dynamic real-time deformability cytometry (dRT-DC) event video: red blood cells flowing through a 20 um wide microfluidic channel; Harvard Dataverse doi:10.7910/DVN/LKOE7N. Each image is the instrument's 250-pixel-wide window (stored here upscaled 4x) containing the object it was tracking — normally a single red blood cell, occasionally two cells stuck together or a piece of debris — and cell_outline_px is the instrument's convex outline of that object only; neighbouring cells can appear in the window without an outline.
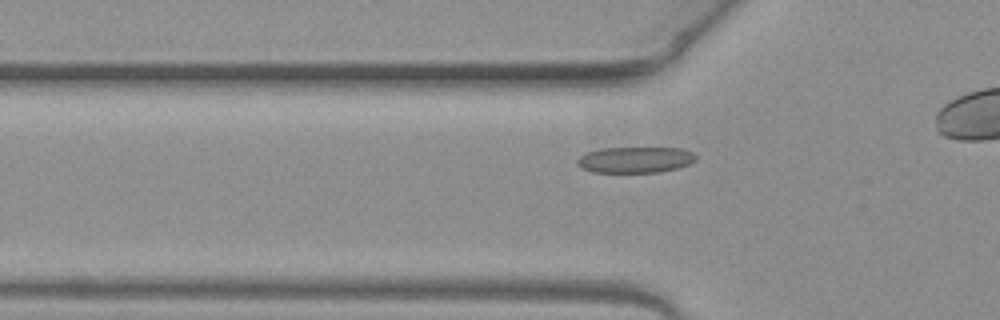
{"species": "common noctule bat (a hibernating species)", "species_latin": "Nyctalus noctula", "temperature_condition": "warm", "stored_images_in_passage": 35, "camera_frame_rate_fps": 3000, "um_per_image_px": 0.085, "animal": {"sex": "female", "body_mass_g": 19.3, "forearm_length_mm": 54.1}, "frame": {"image": 1, "passage_image": 9, "time_ms": 2.667, "image_size_px": [1000, 320], "cell_outline_px": [[696, 160], [688, 164], [676, 168], [656, 172], [592, 172], [580, 168], [576, 164], [576, 160], [584, 152], [604, 148], [680, 148], [692, 152], [696, 156]], "centroid_in_image_um": [53.93, 13.58], "position_along_channel_um": 71.9, "area_um2": 17.98}}
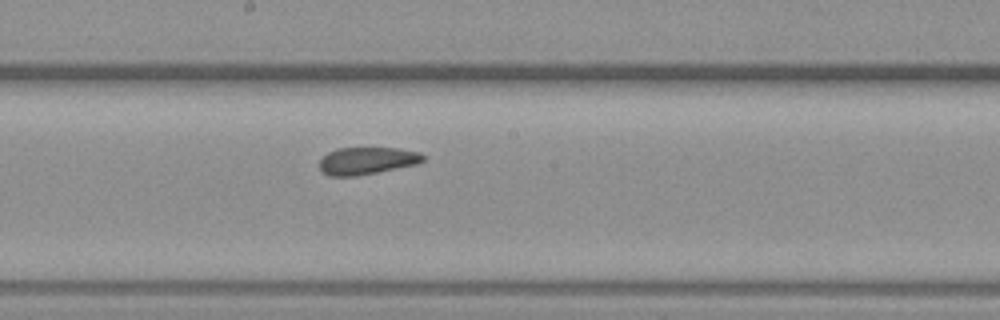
{"frame": {"image": 2, "passage_image": 20, "time_ms": 6.333, "image_size_px": [1000, 320], "cell_outline_px": [[424, 160], [416, 164], [356, 176], [328, 176], [320, 172], [320, 160], [328, 152], [336, 148], [400, 148], [420, 152], [424, 156]], "centroid_in_image_um": [31.16, 13.66], "position_along_channel_um": 217.0, "area_um2": 16.47}}
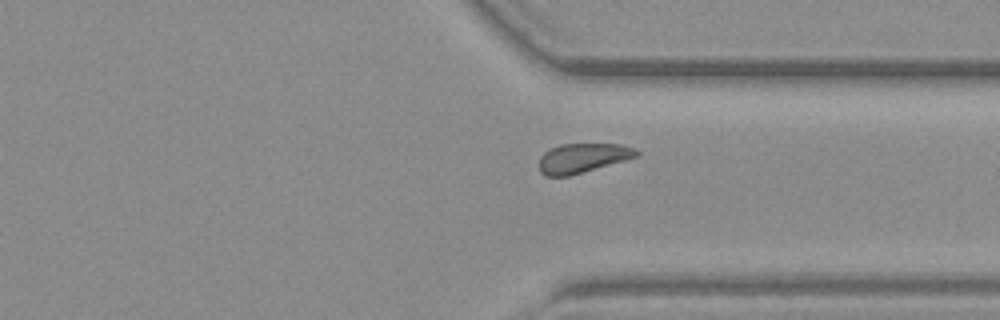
{"frame": {"image": 3, "passage_image": 31, "time_ms": 10.0, "image_size_px": [1000, 320], "cell_outline_px": [[640, 156], [568, 176], [544, 176], [540, 172], [540, 156], [544, 152], [560, 144], [620, 144], [636, 148], [640, 152]], "centroid_in_image_um": [49.55, 13.42], "position_along_channel_um": 361.8, "area_um2": 16.7}}